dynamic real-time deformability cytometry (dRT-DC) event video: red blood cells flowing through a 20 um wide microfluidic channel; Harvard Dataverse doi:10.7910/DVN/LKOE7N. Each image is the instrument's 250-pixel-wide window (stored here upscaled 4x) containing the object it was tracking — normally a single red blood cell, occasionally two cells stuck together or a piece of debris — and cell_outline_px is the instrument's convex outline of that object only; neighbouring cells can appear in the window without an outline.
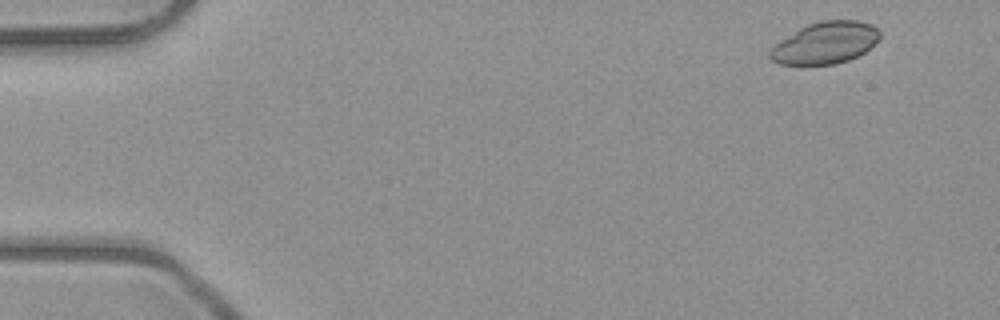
{"species": "common noctule bat (a hibernating species)", "species_latin": "Nyctalus noctula", "temperature_condition": "room temperature", "stored_images_in_passage": 4, "camera_frame_rate_fps": 3000, "um_per_image_px": 0.085, "animal": {"sex": "male", "body_mass_g": 23.1, "forearm_length_mm": 52.7}, "frame": {"image": 1, "passage_image": 1, "time_ms": 0.0, "image_size_px": [1000, 320], "cell_outline_px": [[880, 40], [864, 52], [848, 60], [836, 64], [780, 64], [772, 60], [768, 56], [768, 52], [776, 44], [800, 28], [808, 24], [820, 20], [856, 20], [872, 24], [880, 32]], "centroid_in_image_um": [70.18, 3.64], "position_along_channel_um": 14.8, "area_um2": 26.53}}
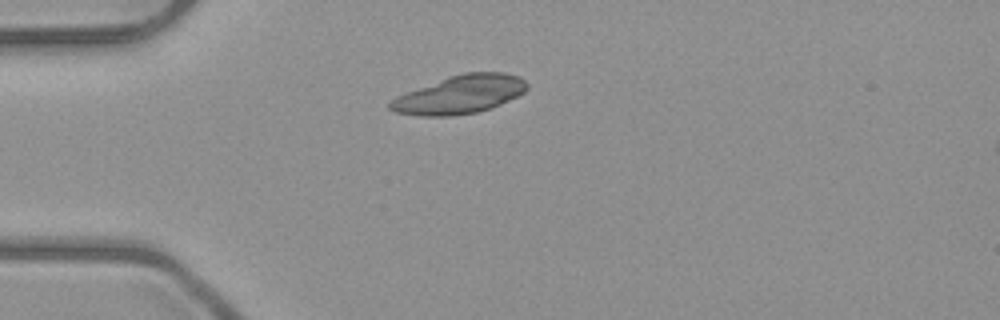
{"frame": {"image": 2, "passage_image": 4, "time_ms": 3.333, "image_size_px": [1000, 320], "cell_outline_px": [[528, 88], [524, 92], [492, 108], [476, 112], [452, 116], [420, 116], [396, 112], [388, 108], [388, 104], [396, 96], [448, 76], [464, 72], [504, 72], [520, 76], [528, 84]], "centroid_in_image_um": [39.1, 8.03], "position_along_channel_um": 45.9, "area_um2": 30.52}}